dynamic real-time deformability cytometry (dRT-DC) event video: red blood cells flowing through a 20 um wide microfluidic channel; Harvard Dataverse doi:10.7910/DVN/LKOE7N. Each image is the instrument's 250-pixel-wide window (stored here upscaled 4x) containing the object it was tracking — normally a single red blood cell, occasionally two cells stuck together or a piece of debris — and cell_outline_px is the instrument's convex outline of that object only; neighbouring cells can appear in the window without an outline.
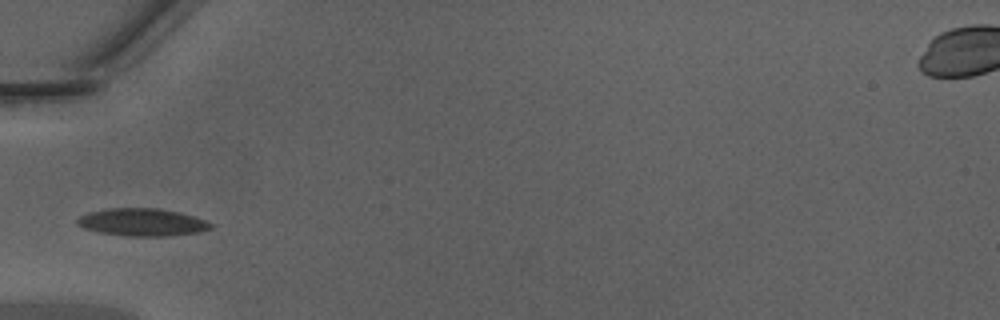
{"species": "Egyptian fruit bat (a non-hibernating species)", "species_latin": "Rousettus aegyptiacus", "temperature_condition": "warm", "stored_images_in_passage": 32, "camera_frame_rate_fps": 3000, "um_per_image_px": 0.085, "animal": {"sex": "male"}, "frame": {"image": 1, "passage_image": 1, "time_ms": 0.0, "image_size_px": [1000, 320], "cell_outline_px": [[212, 228], [200, 232], [168, 236], [124, 236], [100, 232], [84, 228], [76, 224], [76, 220], [80, 216], [88, 212], [108, 208], [156, 208], [176, 212], [192, 216], [204, 220], [212, 224]], "centroid_in_image_um": [12.05, 18.89], "position_along_channel_um": 73.0, "area_um2": 21.33}}
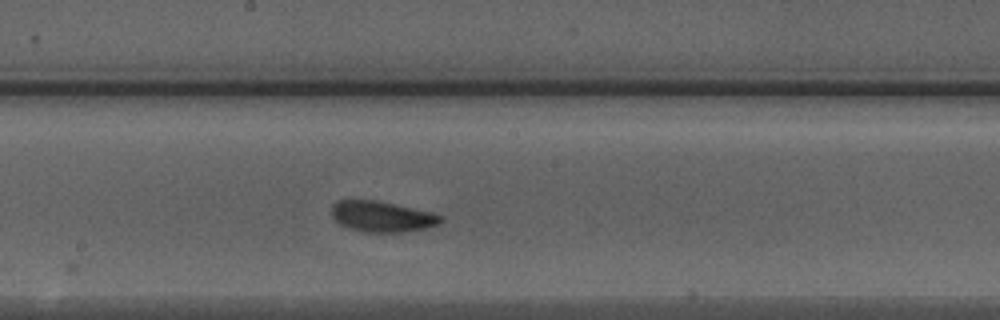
{"frame": {"image": 2, "passage_image": 11, "time_ms": 3.333, "image_size_px": [1000, 320], "cell_outline_px": [[444, 220], [440, 224], [428, 228], [404, 232], [360, 232], [348, 228], [340, 224], [332, 216], [332, 204], [340, 200], [376, 200], [432, 212], [444, 216]], "centroid_in_image_um": [32.51, 18.42], "position_along_channel_um": 215.7, "area_um2": 19.77}}
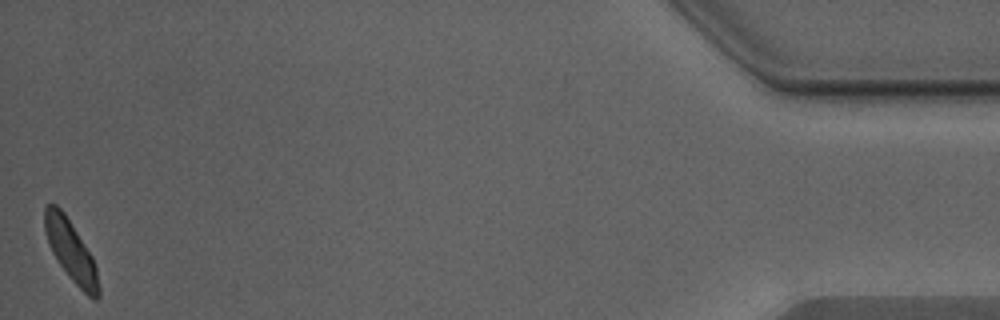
{"frame": {"image": 3, "passage_image": 32, "time_ms": 10.333, "image_size_px": [1000, 320], "cell_outline_px": [[100, 296], [96, 300], [92, 300], [68, 276], [56, 260], [48, 244], [44, 232], [44, 208], [48, 204], [56, 204], [64, 212], [92, 256], [96, 268], [100, 288]], "centroid_in_image_um": [6.01, 21.34], "position_along_channel_um": 429.2, "area_um2": 19.19}}